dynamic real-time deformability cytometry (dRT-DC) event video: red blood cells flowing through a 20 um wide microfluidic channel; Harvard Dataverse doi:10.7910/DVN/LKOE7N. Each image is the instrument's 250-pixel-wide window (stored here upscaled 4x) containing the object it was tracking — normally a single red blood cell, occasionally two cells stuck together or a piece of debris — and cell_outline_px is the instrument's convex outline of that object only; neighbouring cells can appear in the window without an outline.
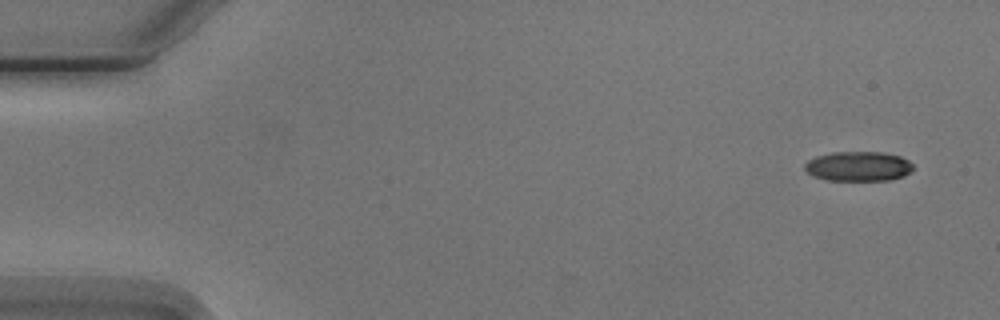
{"species": "Egyptian fruit bat (a non-hibernating species)", "species_latin": "Rousettus aegyptiacus", "temperature_condition": "cold", "stored_images_in_passage": 4, "camera_frame_rate_fps": 3000, "um_per_image_px": 0.085, "animal": {"sex": "male"}, "frame": {"image": 1, "passage_image": 1, "time_ms": 0.0, "image_size_px": [1000, 320], "cell_outline_px": [[912, 168], [904, 176], [888, 180], [828, 180], [812, 176], [804, 168], [804, 164], [808, 160], [816, 156], [832, 152], [880, 152], [900, 156], [908, 160], [912, 164]], "centroid_in_image_um": [72.92, 14.13], "position_along_channel_um": 12.1, "area_um2": 18.67}}
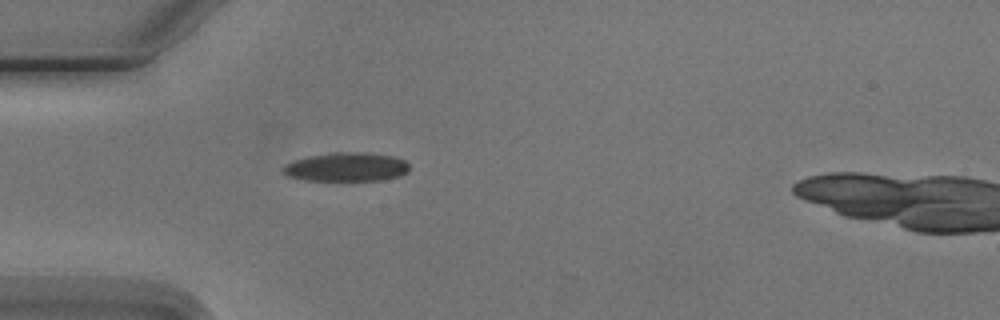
{"frame": {"image": 2, "passage_image": 4, "time_ms": 4.333, "image_size_px": [1000, 320], "cell_outline_px": [[408, 172], [400, 176], [380, 180], [308, 180], [288, 176], [284, 172], [284, 168], [288, 164], [296, 160], [308, 156], [332, 152], [368, 152], [392, 156], [404, 160], [408, 164]], "centroid_in_image_um": [29.5, 14.18], "position_along_channel_um": 55.5, "area_um2": 20.98}}